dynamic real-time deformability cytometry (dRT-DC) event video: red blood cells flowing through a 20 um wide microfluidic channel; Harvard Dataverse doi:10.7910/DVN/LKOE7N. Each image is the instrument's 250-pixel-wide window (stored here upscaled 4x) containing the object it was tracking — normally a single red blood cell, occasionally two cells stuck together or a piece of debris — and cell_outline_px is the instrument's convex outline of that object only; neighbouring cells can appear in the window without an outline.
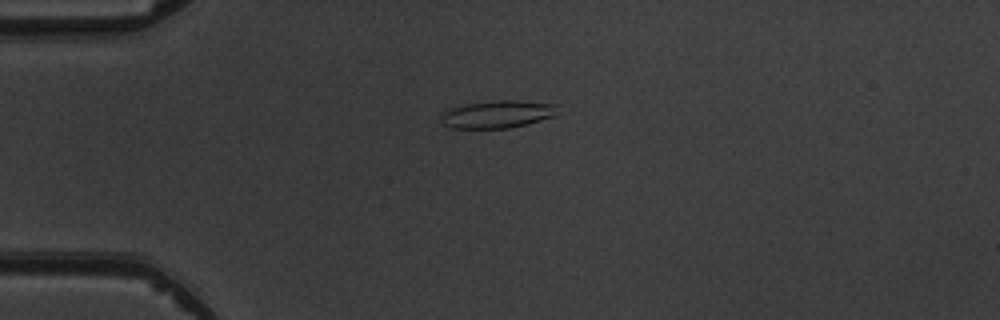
{"species": "common noctule bat (a hibernating species)", "species_latin": "Nyctalus noctula", "temperature_condition": "warm", "stored_images_in_passage": 1, "camera_frame_rate_fps": 3000, "um_per_image_px": 0.085, "animal": {"sex": "male", "body_mass_g": 19.5, "forearm_length_mm": 54.6}, "frame": {"image": 1, "passage_image": 1, "time_ms": 0.0, "image_size_px": [1000, 320], "cell_outline_px": [[560, 104], [556, 116], [528, 124], [508, 128], [452, 128], [444, 124], [440, 120], [440, 112], [464, 104], [492, 100], [516, 100]], "centroid_in_image_um": [42.32, 9.7], "position_along_channel_um": 42.7, "area_um2": 19.13}}